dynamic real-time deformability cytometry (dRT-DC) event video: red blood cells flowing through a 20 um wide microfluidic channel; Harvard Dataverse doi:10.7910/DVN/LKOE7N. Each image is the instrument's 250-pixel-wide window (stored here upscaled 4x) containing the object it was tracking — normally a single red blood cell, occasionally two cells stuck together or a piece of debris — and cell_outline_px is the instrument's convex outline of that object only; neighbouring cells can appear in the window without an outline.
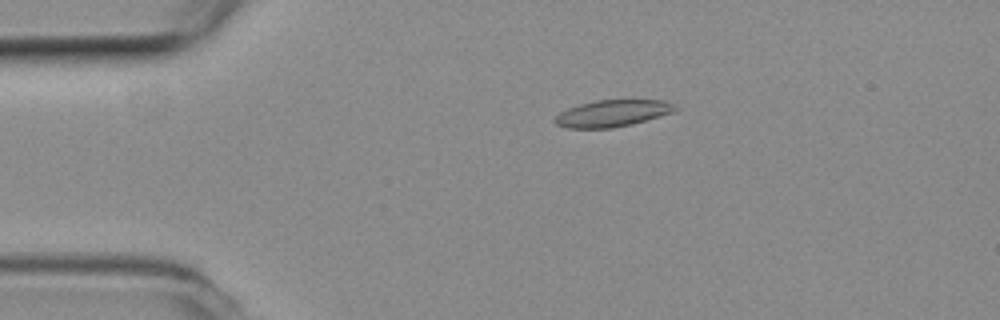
{"species": "common noctule bat (a hibernating species)", "species_latin": "Nyctalus noctula", "temperature_condition": "room temperature", "stored_images_in_passage": 44, "camera_frame_rate_fps": 3000, "um_per_image_px": 0.085, "animal": {"sex": "female", "body_mass_g": 19.3, "forearm_length_mm": 54.1}, "frame": {"image": 1, "passage_image": 1, "time_ms": 0.0, "image_size_px": [1000, 320], "cell_outline_px": [[680, 108], [676, 112], [632, 124], [612, 128], [568, 128], [556, 124], [552, 120], [560, 112], [568, 108], [580, 104], [596, 100], [664, 100]], "centroid_in_image_um": [52.08, 9.63], "position_along_channel_um": 32.9, "area_um2": 18.84}}
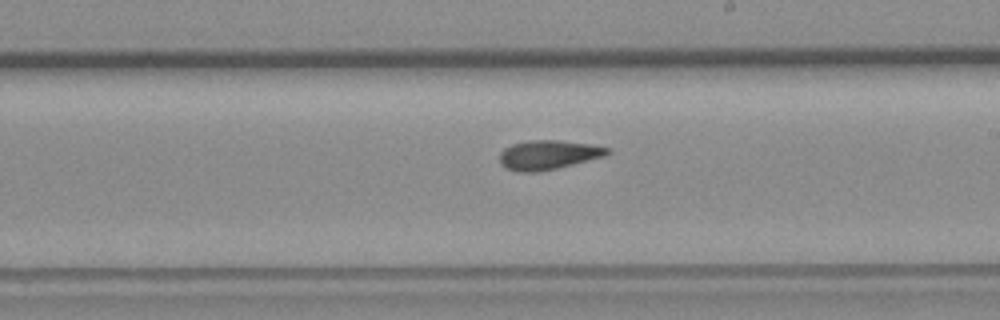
{"frame": {"image": 2, "passage_image": 21, "time_ms": 6.667, "image_size_px": [1000, 320], "cell_outline_px": [[612, 152], [604, 156], [540, 172], [516, 172], [504, 168], [500, 164], [500, 152], [504, 148], [512, 144], [528, 140], [560, 140], [588, 144], [608, 148]], "centroid_in_image_um": [46.54, 13.17], "position_along_channel_um": 242.5, "area_um2": 18.38}}
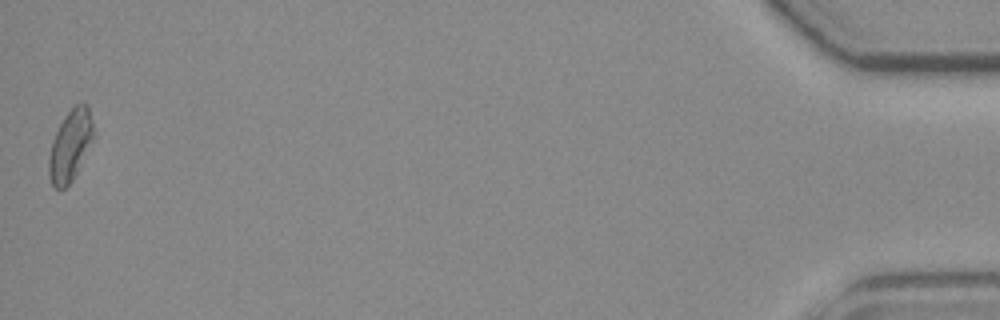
{"frame": {"image": 3, "passage_image": 44, "time_ms": 14.333, "image_size_px": [1000, 320], "cell_outline_px": [[96, 136], [72, 180], [64, 188], [56, 188], [52, 184], [48, 172], [48, 160], [52, 140], [64, 116], [76, 104], [88, 104]], "centroid_in_image_um": [6.0, 12.34], "position_along_channel_um": 429.2, "area_um2": 18.5}, "authors_computed_cell_mechanics": {"area_um2": 18.1492, "velocity_mm_per_s": 3.776, "shape_relaxation_time_tau1_ms": null, "shape_relaxation_time_tau2_ms": 3.2415, "deformation_change_tau1": null, "deformation_change_tau2": 0.1018}}